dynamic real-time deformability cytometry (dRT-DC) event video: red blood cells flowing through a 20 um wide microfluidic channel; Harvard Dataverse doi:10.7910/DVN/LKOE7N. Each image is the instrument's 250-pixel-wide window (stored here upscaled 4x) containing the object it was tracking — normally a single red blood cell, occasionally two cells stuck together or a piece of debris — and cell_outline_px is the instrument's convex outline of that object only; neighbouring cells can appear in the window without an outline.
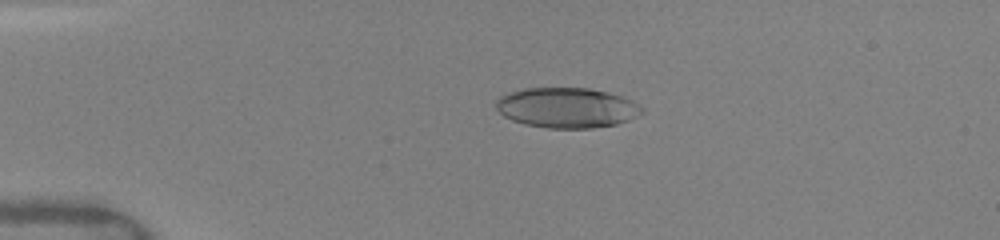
{"species": "human", "species_latin": "Homo sapiens", "temperature_condition": "warm", "stored_images_in_passage": 29, "camera_frame_rate_fps": 3000, "um_per_image_px": 0.085, "donor": {"sex": "female"}, "frame": {"image": 1, "passage_image": 21, "time_ms": 3.667, "image_size_px": [1000, 240], "cell_outline_px": [[644, 112], [628, 120], [616, 124], [592, 128], [548, 128], [524, 124], [512, 120], [504, 116], [496, 108], [496, 100], [500, 96], [508, 92], [524, 88], [588, 88], [608, 92], [624, 96], [632, 100], [644, 108]], "centroid_in_image_um": [48.19, 9.15], "position_along_channel_um": 36.8, "area_um2": 34.33}}